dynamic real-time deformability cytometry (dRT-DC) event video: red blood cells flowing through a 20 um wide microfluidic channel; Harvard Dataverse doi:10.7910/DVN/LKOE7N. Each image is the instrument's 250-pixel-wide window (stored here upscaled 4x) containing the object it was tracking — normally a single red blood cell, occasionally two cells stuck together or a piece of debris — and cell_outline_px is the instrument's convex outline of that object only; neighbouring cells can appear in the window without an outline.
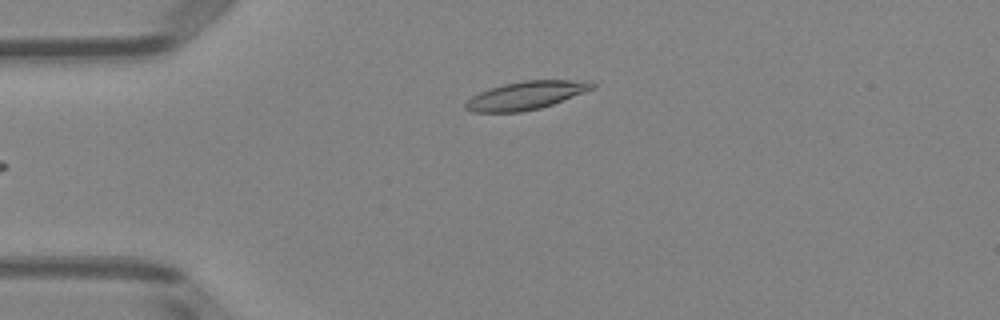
{"species": "Egyptian fruit bat (a non-hibernating species)", "species_latin": "Rousettus aegyptiacus", "temperature_condition": "room temperature", "stored_images_in_passage": 34, "camera_frame_rate_fps": 3000, "um_per_image_px": 0.085, "animal": {"sex": "female"}, "frame": {"image": 1, "passage_image": 1, "time_ms": 0.0, "image_size_px": [1000, 320], "cell_outline_px": [[596, 88], [552, 104], [540, 108], [520, 112], [472, 112], [464, 108], [464, 104], [472, 96], [480, 92], [504, 84], [524, 80], [592, 80], [596, 84]], "centroid_in_image_um": [44.76, 8.1], "position_along_channel_um": 40.2, "area_um2": 20.81}}
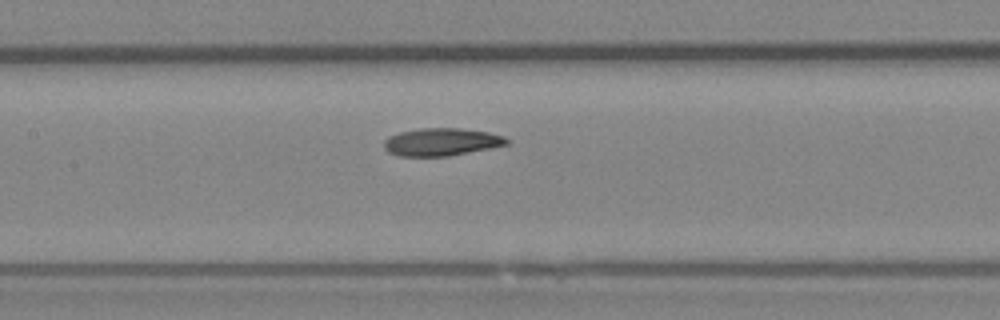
{"frame": {"image": 2, "passage_image": 13, "time_ms": 4.0, "image_size_px": [1000, 320], "cell_outline_px": [[508, 144], [448, 156], [396, 156], [388, 152], [384, 148], [384, 140], [388, 136], [400, 132], [420, 128], [460, 128], [488, 132], [504, 136], [508, 140]], "centroid_in_image_um": [37.47, 12.06], "position_along_channel_um": 169.9, "area_um2": 19.71}}
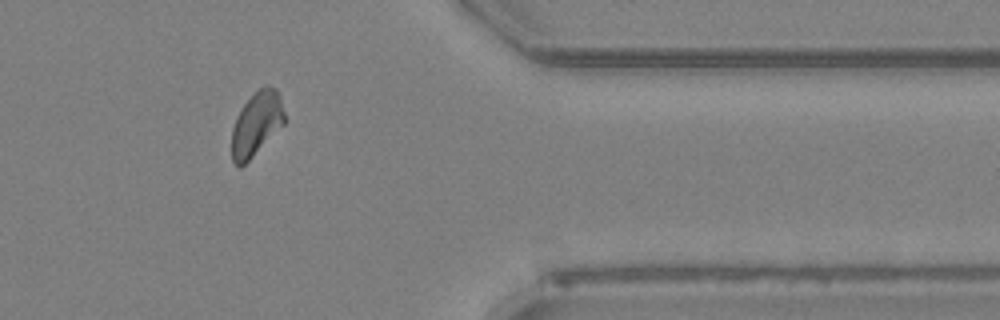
{"frame": {"image": 3, "passage_image": 31, "time_ms": 10.0, "image_size_px": [1000, 320], "cell_outline_px": [[288, 120], [240, 168], [232, 160], [232, 128], [236, 116], [244, 104], [264, 84], [268, 84], [276, 88], [280, 96]], "centroid_in_image_um": [21.83, 10.48], "position_along_channel_um": 389.6, "area_um2": 19.65}, "authors_computed_cell_mechanics": {"area_um2": 19.9988, "velocity_mm_per_s": 3.9796, "shape_relaxation_time_tau1_ms": 5.9738, "shape_relaxation_time_tau2_ms": 2.4375, "deformation_change_tau1": 0.1532, "deformation_change_tau2": 0.0793}}